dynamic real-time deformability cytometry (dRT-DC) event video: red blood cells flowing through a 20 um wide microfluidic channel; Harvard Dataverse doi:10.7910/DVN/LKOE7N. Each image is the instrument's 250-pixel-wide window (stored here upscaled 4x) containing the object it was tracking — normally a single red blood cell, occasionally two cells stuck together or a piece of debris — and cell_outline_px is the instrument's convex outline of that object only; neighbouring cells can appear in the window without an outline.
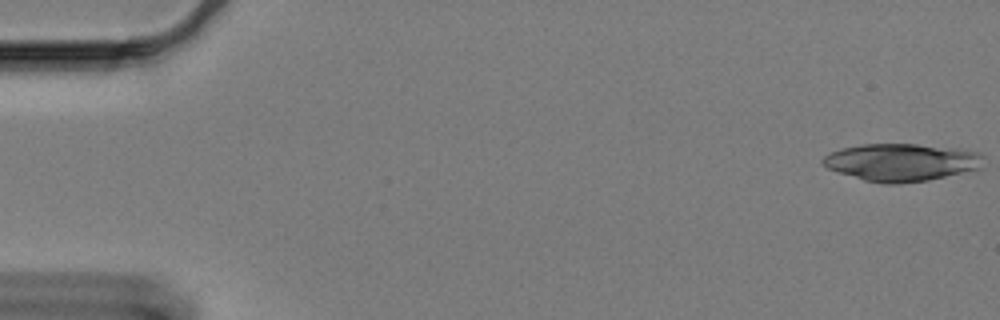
{"species": "Egyptian fruit bat (a non-hibernating species)", "species_latin": "Rousettus aegyptiacus", "temperature_condition": "cold", "stored_images_in_passage": 44, "camera_frame_rate_fps": 3000, "um_per_image_px": 0.085, "animal": {"sex": "female"}, "frame": {"image": 1, "passage_image": 1, "time_ms": 0.0, "image_size_px": [1000, 320], "cell_outline_px": [[984, 156], [980, 168], [928, 180], [900, 184], [884, 184], [864, 180], [828, 168], [820, 160], [824, 156], [840, 148], [864, 144], [916, 144], [956, 148], [980, 152]], "centroid_in_image_um": [76.63, 13.79], "position_along_channel_um": 8.4, "area_um2": 34.97}}